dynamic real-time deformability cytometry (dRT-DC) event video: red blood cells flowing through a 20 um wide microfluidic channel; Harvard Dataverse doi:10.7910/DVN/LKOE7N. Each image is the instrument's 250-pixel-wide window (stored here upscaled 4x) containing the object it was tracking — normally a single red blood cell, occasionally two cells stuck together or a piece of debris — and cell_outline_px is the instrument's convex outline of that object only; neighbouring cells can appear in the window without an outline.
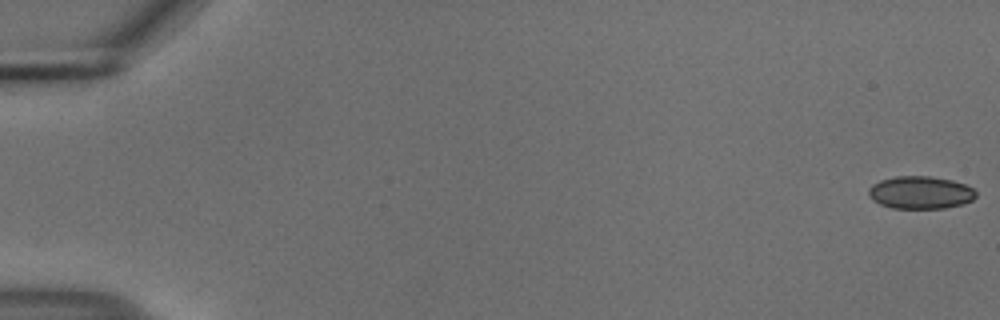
{"species": "common noctule bat (a hibernating species)", "species_latin": "Nyctalus noctula", "temperature_condition": "cold", "stored_images_in_passage": 55, "camera_frame_rate_fps": 3000, "um_per_image_px": 0.085, "animal": {"sex": "male", "body_mass_g": 18.8}, "frame": {"image": 1, "passage_image": 1, "time_ms": 0.0, "image_size_px": [1000, 320], "cell_outline_px": [[976, 196], [972, 200], [964, 204], [944, 208], [892, 208], [880, 204], [872, 200], [868, 196], [868, 188], [872, 184], [880, 180], [896, 176], [928, 176], [952, 180], [964, 184], [972, 188], [976, 192]], "centroid_in_image_um": [78.21, 16.36], "position_along_channel_um": 6.8, "area_um2": 20.52}}
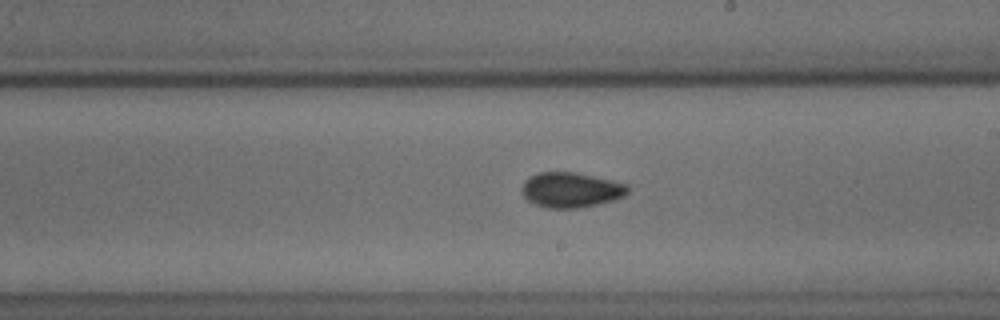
{"frame": {"image": 2, "passage_image": 33, "time_ms": 10.667, "image_size_px": [1000, 320], "cell_outline_px": [[628, 192], [624, 196], [612, 200], [580, 208], [548, 208], [536, 204], [528, 200], [520, 192], [520, 188], [524, 180], [540, 172], [576, 172], [612, 180], [628, 184]], "centroid_in_image_um": [48.51, 16.13], "position_along_channel_um": 240.5, "area_um2": 21.68}}
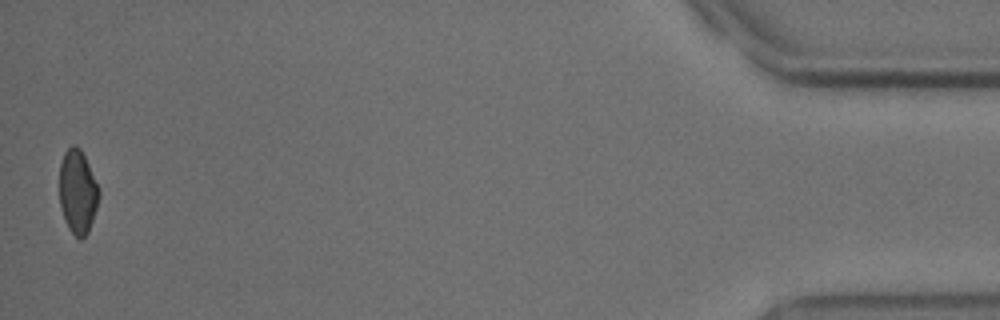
{"frame": {"image": 3, "passage_image": 55, "time_ms": 18.0, "image_size_px": [1000, 320], "cell_outline_px": [[100, 196], [88, 232], [80, 240], [68, 228], [64, 220], [60, 204], [60, 164], [64, 152], [72, 144], [76, 144], [80, 148], [88, 164], [100, 192]], "centroid_in_image_um": [6.59, 16.29], "position_along_channel_um": 428.6, "area_um2": 19.13}, "authors_computed_cell_mechanics": {"area_um2": 20.6924, "velocity_mm_per_s": 3.7084, "shape_relaxation_time_tau1_ms": 7.3891, "shape_relaxation_time_tau2_ms": 3.5999, "deformation_change_tau1": 0.1139, "deformation_change_tau2": 0.0617}}